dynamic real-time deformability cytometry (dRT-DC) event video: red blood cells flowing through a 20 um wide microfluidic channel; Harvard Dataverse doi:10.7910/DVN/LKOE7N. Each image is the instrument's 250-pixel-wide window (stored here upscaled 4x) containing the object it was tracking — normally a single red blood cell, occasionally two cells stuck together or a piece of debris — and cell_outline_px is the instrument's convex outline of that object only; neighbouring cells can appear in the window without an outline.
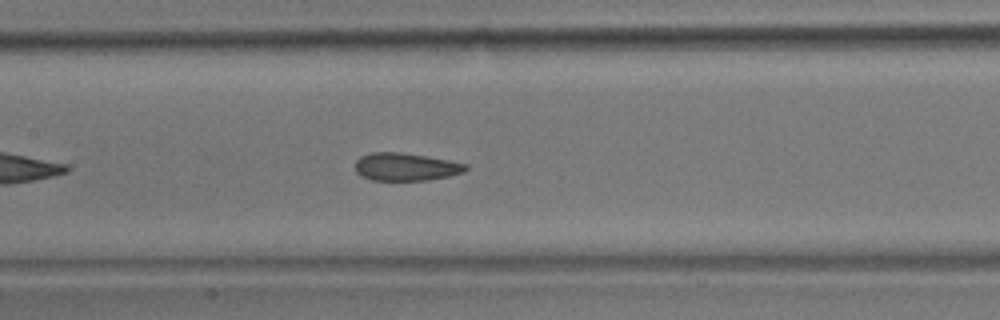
{"species": "common noctule bat (a hibernating species)", "species_latin": "Nyctalus noctula", "temperature_condition": "room temperature", "stored_images_in_passage": 42, "camera_frame_rate_fps": 3000, "um_per_image_px": 0.085, "animal": {"sex": "male", "body_mass_g": 17.9}, "frame": {"image": 1, "passage_image": 13, "time_ms": 4.0, "image_size_px": [1000, 320], "cell_outline_px": [[468, 168], [464, 172], [448, 176], [428, 180], [372, 180], [360, 176], [356, 172], [356, 160], [360, 156], [372, 152], [400, 152], [448, 160], [468, 164]], "centroid_in_image_um": [34.47, 14.18], "position_along_channel_um": 172.9, "area_um2": 17.86}}
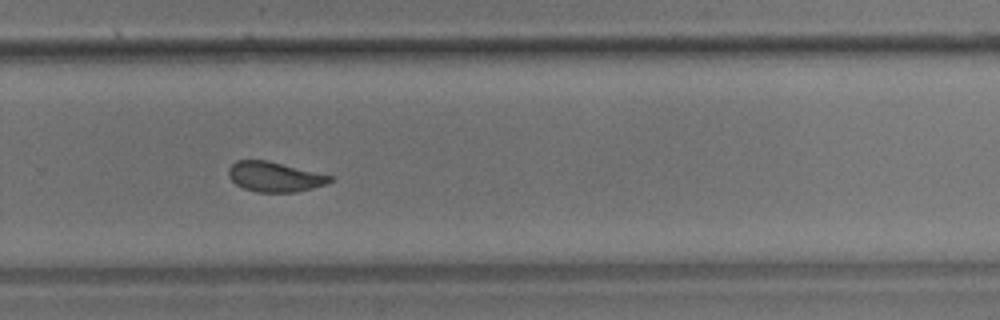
{"frame": {"image": 2, "passage_image": 24, "time_ms": 7.667, "image_size_px": [1000, 320], "cell_outline_px": [[332, 180], [324, 184], [312, 188], [296, 192], [256, 192], [244, 188], [236, 184], [228, 176], [228, 168], [236, 160], [268, 160], [332, 176]], "centroid_in_image_um": [23.3, 15.02], "position_along_channel_um": 306.5, "area_um2": 17.57}, "authors_computed_cell_mechanics": {"area_um2": 18.6405, "velocity_mm_per_s": 3.6547, "shape_relaxation_time_tau1_ms": null, "shape_relaxation_time_tau2_ms": 1.3444, "deformation_change_tau1": null, "deformation_change_tau2": 0.0767}}